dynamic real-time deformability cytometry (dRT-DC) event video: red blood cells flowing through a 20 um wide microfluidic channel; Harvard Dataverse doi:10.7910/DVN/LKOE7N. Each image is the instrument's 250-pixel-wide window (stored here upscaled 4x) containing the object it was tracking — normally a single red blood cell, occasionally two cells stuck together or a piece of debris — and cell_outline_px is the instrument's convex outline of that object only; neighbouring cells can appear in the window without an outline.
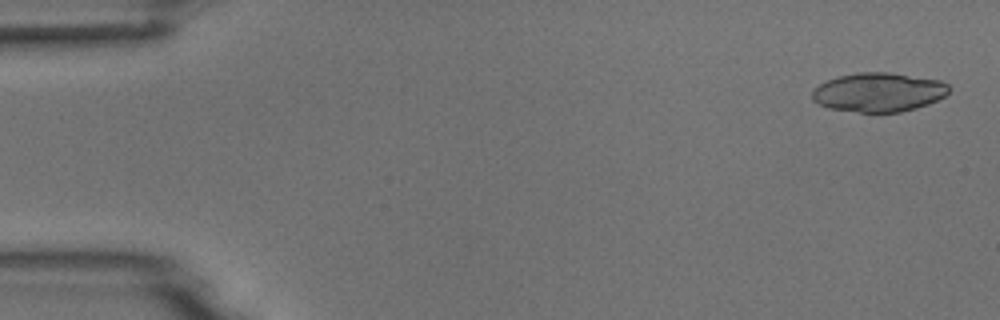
{"species": "common noctule bat (a hibernating species)", "species_latin": "Nyctalus noctula", "temperature_condition": "room temperature", "stored_images_in_passage": 5, "camera_frame_rate_fps": 3000, "um_per_image_px": 0.085, "animal": {"sex": "male", "body_mass_g": 18.8}, "frame": {"image": 1, "passage_image": 1, "time_ms": 0.0, "image_size_px": [1000, 320], "cell_outline_px": [[948, 92], [944, 96], [928, 104], [916, 108], [900, 112], [860, 112], [828, 108], [812, 100], [812, 92], [820, 84], [836, 76], [860, 72], [888, 72], [940, 80], [948, 84]], "centroid_in_image_um": [74.67, 7.84], "position_along_channel_um": 10.3, "area_um2": 30.98}}